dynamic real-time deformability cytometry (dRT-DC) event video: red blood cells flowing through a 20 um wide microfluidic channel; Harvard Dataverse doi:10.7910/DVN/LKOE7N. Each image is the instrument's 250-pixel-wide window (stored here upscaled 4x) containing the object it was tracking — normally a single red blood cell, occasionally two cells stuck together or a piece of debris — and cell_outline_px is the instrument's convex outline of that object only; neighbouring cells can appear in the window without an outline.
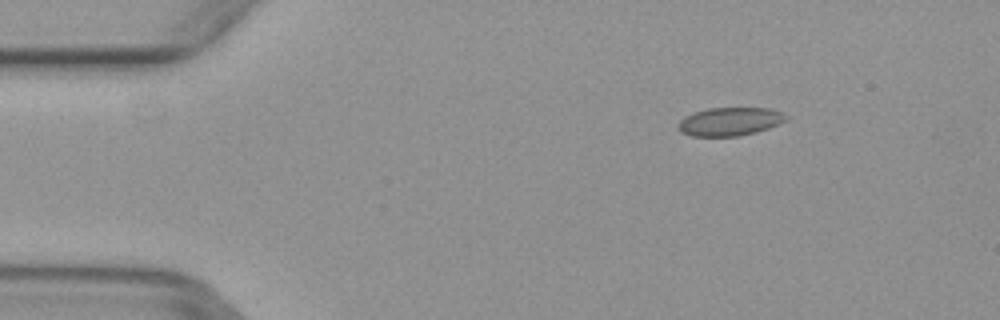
{"species": "common noctule bat (a hibernating species)", "species_latin": "Nyctalus noctula", "temperature_condition": "warm", "stored_images_in_passage": 5, "camera_frame_rate_fps": 3000, "um_per_image_px": 0.085, "animal": {"sex": "female", "body_mass_g": 29.2, "forearm_length_mm": 56.3}, "frame": {"image": 1, "passage_image": 2, "time_ms": 0.333, "image_size_px": [1000, 320], "cell_outline_px": [[788, 120], [780, 124], [756, 132], [740, 136], [692, 136], [680, 132], [676, 128], [676, 124], [684, 116], [708, 108], [768, 108], [784, 112], [788, 116]], "centroid_in_image_um": [62.04, 10.33], "position_along_channel_um": 23.0, "area_um2": 18.09}}